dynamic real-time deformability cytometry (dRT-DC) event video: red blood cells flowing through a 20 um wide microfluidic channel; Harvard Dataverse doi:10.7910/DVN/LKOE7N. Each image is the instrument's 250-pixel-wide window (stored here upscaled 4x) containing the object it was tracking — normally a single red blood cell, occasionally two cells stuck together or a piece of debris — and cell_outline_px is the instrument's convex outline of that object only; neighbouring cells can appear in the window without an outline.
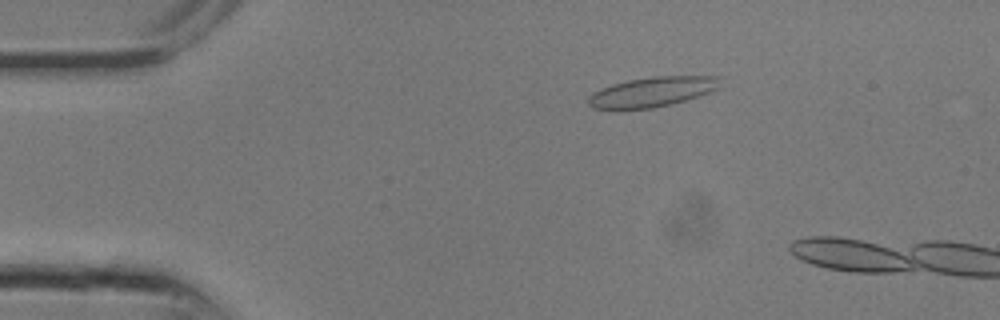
{"species": "common noctule bat (a hibernating species)", "species_latin": "Nyctalus noctula", "temperature_condition": "room temperature", "stored_images_in_passage": 6, "camera_frame_rate_fps": 3000, "um_per_image_px": 0.085, "animal": {"sex": "male", "body_mass_g": 13.3}, "frame": {"image": 1, "passage_image": 4, "time_ms": 1.0, "image_size_px": [1000, 320], "cell_outline_px": [[716, 88], [708, 92], [684, 100], [652, 108], [596, 108], [588, 104], [588, 96], [600, 88], [612, 84], [628, 80], [656, 76], [716, 76]], "centroid_in_image_um": [55.35, 7.8], "position_along_channel_um": 29.7, "area_um2": 22.08}}